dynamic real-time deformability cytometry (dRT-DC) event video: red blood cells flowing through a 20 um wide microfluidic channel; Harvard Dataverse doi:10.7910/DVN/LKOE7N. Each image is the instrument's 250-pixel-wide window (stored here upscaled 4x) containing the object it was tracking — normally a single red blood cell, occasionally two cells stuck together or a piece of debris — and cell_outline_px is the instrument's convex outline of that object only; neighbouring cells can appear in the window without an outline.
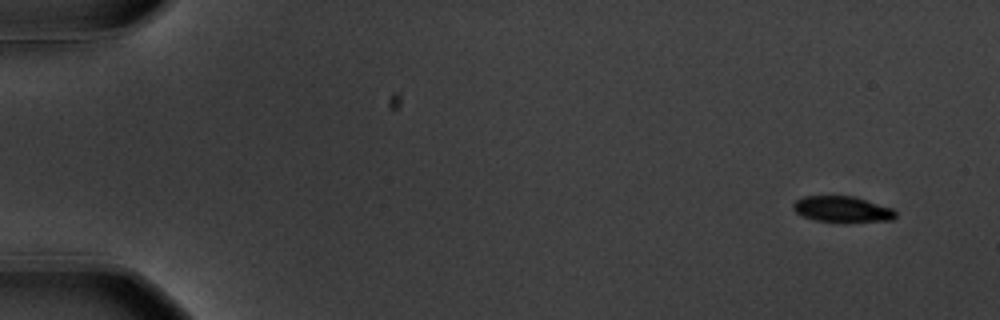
{"species": "common noctule bat (a hibernating species)", "species_latin": "Nyctalus noctula", "temperature_condition": "warm", "stored_images_in_passage": 55, "camera_frame_rate_fps": 3000, "um_per_image_px": 0.085, "animal": {"sex": "male", "body_mass_g": 20.1, "forearm_length_mm": 53.5}, "frame": {"image": 1, "passage_image": 1, "time_ms": 0.0, "image_size_px": [1000, 320], "cell_outline_px": [[896, 216], [892, 220], [844, 224], [816, 220], [804, 216], [796, 212], [792, 208], [792, 204], [796, 200], [804, 196], [852, 196], [892, 208], [896, 212]], "centroid_in_image_um": [71.6, 17.82], "position_along_channel_um": 13.4, "area_um2": 15.84}}
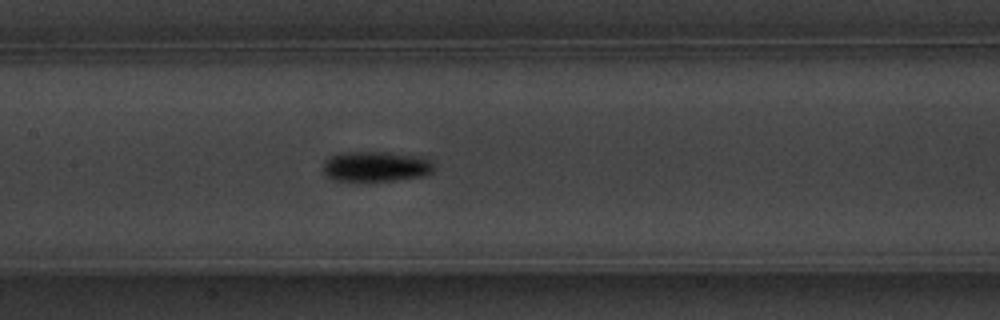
{"frame": {"image": 2, "passage_image": 26, "time_ms": 8.333, "image_size_px": [1000, 320], "cell_outline_px": [[436, 168], [432, 172], [424, 176], [396, 180], [332, 180], [324, 172], [324, 164], [332, 156], [348, 152], [388, 152], [420, 156], [432, 160]], "centroid_in_image_um": [32.05, 14.14], "position_along_channel_um": 175.3, "area_um2": 19.36}}
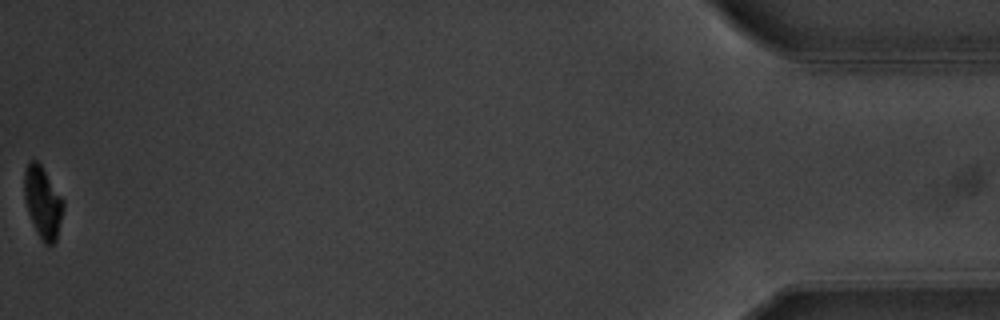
{"frame": {"image": 3, "passage_image": 55, "time_ms": 18.0, "image_size_px": [1000, 320], "cell_outline_px": [[64, 208], [56, 240], [52, 244], [44, 244], [28, 212], [24, 200], [24, 172], [28, 160], [36, 160], [40, 164], [64, 200]], "centroid_in_image_um": [3.63, 17.16], "position_along_channel_um": 431.6, "area_um2": 16.07}, "authors_computed_cell_mechanics": {"area_um2": 17.629, "velocity_mm_per_s": 3.5787, "shape_relaxation_time_tau1_ms": 2.5529, "shape_relaxation_time_tau2_ms": 4.3828, "deformation_change_tau1": 0.1428, "deformation_change_tau2": 0.0572}}